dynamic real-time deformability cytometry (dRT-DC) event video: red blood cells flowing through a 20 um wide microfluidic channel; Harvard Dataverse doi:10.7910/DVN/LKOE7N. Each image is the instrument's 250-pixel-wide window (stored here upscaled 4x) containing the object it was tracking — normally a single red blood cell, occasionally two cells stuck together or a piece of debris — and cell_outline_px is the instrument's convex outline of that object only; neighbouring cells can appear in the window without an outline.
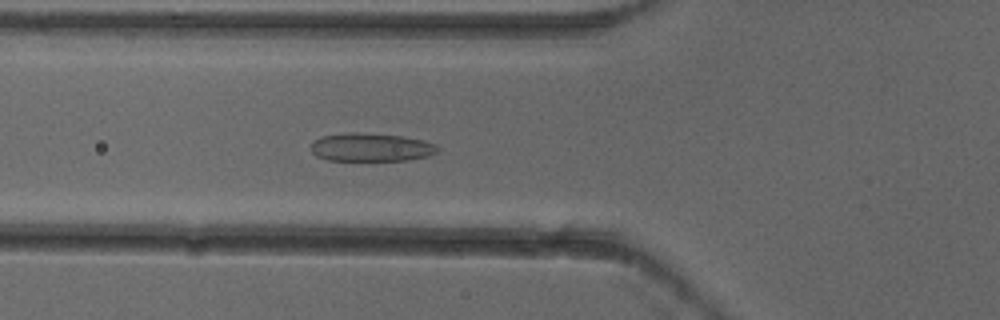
{"species": "common noctule bat (a hibernating species)", "species_latin": "Nyctalus noctula", "temperature_condition": "cold", "stored_images_in_passage": 5, "camera_frame_rate_fps": 3000, "um_per_image_px": 0.085, "animal": {"sex": "female"}, "frame": {"image": 1, "passage_image": 5, "time_ms": 1.333, "image_size_px": [1000, 320], "cell_outline_px": [[440, 148], [436, 152], [428, 156], [408, 160], [328, 160], [316, 156], [312, 152], [312, 140], [320, 136], [348, 132], [356, 132], [400, 136], [424, 140], [436, 144]], "centroid_in_image_um": [31.52, 12.51], "position_along_channel_um": 94.3, "area_um2": 20.92}}